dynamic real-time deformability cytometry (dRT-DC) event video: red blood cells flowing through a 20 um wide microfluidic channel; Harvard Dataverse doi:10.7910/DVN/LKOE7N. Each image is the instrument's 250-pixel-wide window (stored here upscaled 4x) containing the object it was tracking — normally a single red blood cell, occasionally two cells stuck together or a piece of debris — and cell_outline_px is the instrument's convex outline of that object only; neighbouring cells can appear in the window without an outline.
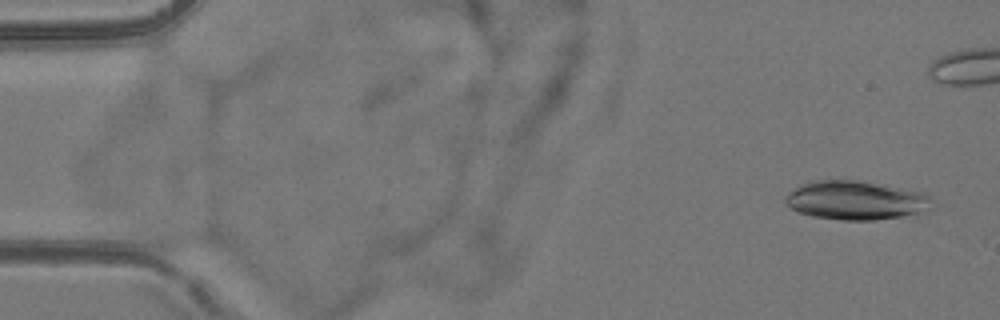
{"species": "common noctule bat (a hibernating species)", "species_latin": "Nyctalus noctula", "temperature_condition": "room temperature", "stored_images_in_passage": 46, "camera_frame_rate_fps": 3000, "um_per_image_px": 0.085, "animal": {"sex": "female", "body_mass_g": 24.6, "forearm_length_mm": 56.2}, "frame": {"image": 1, "passage_image": 3, "time_ms": 0.667, "image_size_px": [1000, 320], "cell_outline_px": [[932, 208], [924, 212], [904, 216], [876, 220], [840, 220], [812, 216], [800, 212], [792, 208], [784, 200], [784, 196], [788, 192], [800, 184], [812, 180], [864, 180], [924, 192], [928, 196]], "centroid_in_image_um": [72.75, 17.01], "position_along_channel_um": 12.3, "area_um2": 33.58}}
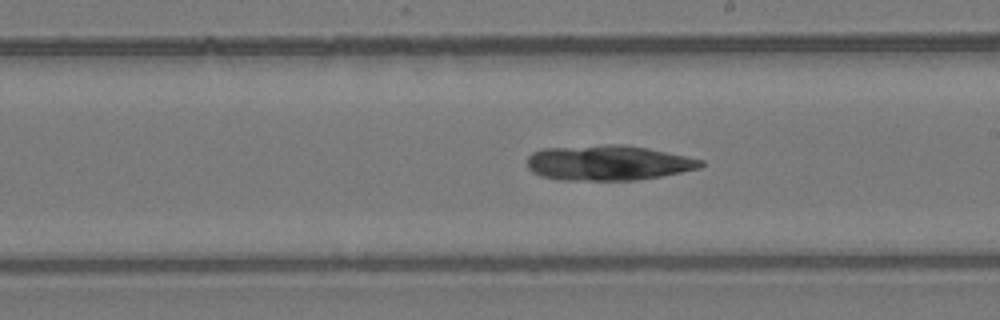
{"frame": {"image": 2, "passage_image": 31, "time_ms": 10.0, "image_size_px": [1000, 320], "cell_outline_px": [[704, 164], [700, 168], [660, 176], [636, 180], [560, 180], [540, 176], [532, 172], [528, 168], [528, 156], [532, 152], [544, 148], [608, 144], [620, 144], [648, 148], [704, 160]], "centroid_in_image_um": [51.66, 13.84], "position_along_channel_um": 237.3, "area_um2": 35.6}}
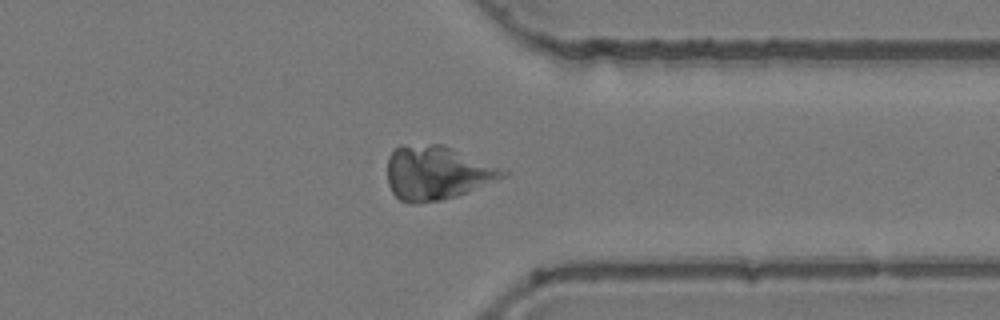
{"frame": {"image": 3, "passage_image": 42, "time_ms": 13.667, "image_size_px": [1000, 320], "cell_outline_px": [[508, 172], [504, 176], [456, 196], [440, 200], [420, 204], [412, 204], [400, 200], [392, 192], [388, 184], [388, 156], [400, 144], [444, 144], [500, 168]], "centroid_in_image_um": [37.06, 14.68], "position_along_channel_um": 374.3, "area_um2": 35.95}}